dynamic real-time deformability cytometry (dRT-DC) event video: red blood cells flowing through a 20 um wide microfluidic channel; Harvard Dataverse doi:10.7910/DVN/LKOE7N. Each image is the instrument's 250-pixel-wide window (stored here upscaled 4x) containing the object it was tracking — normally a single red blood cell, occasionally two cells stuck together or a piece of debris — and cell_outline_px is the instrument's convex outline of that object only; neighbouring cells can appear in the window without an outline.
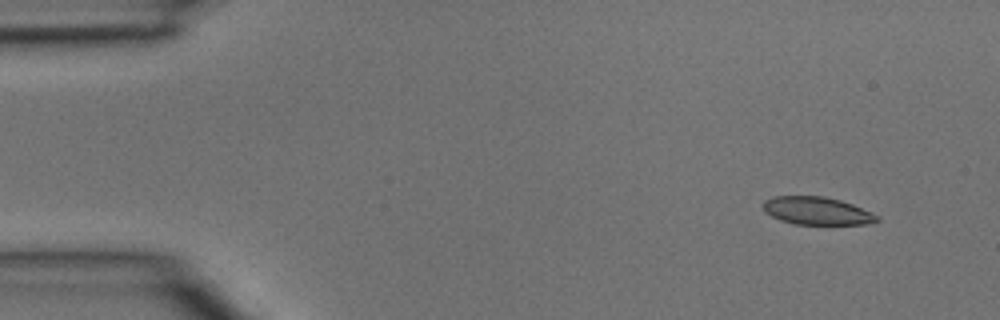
{"species": "common noctule bat (a hibernating species)", "species_latin": "Nyctalus noctula", "temperature_condition": "room temperature", "stored_images_in_passage": 4, "camera_frame_rate_fps": 3000, "um_per_image_px": 0.085, "animal": {"sex": "male", "body_mass_g": 15.6}, "frame": {"image": 1, "passage_image": 1, "time_ms": 0.0, "image_size_px": [1000, 320], "cell_outline_px": [[880, 220], [872, 224], [792, 224], [780, 220], [764, 212], [760, 204], [764, 200], [772, 196], [824, 196], [840, 200], [852, 204], [872, 212], [880, 216]], "centroid_in_image_um": [69.42, 17.92], "position_along_channel_um": 15.6, "area_um2": 18.79}}